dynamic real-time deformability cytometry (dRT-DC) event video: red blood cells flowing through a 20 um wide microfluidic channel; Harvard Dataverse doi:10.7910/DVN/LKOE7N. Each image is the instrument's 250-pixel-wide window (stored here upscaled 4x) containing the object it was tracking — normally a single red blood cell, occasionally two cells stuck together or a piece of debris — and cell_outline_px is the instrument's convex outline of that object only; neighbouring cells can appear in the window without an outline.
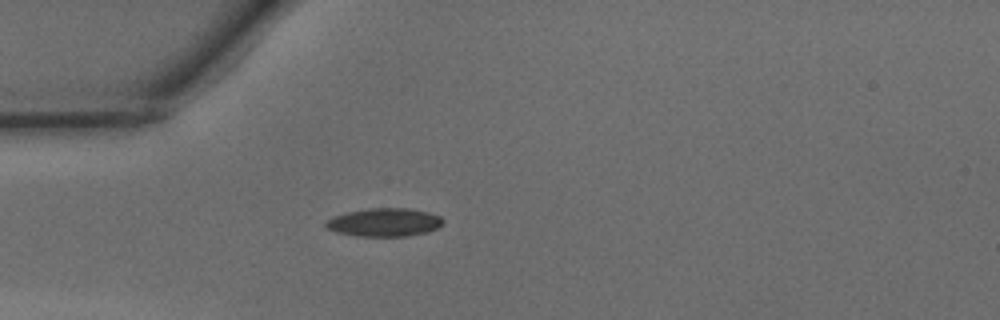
{"species": "common noctule bat (a hibernating species)", "species_latin": "Nyctalus noctula", "temperature_condition": "warm", "stored_images_in_passage": 4, "camera_frame_rate_fps": 3000, "um_per_image_px": 0.085, "animal": {"sex": "male", "body_mass_g": 15.6}, "frame": {"image": 1, "passage_image": 1, "time_ms": 0.0, "image_size_px": [1000, 320], "cell_outline_px": [[444, 224], [440, 228], [428, 232], [408, 236], [356, 236], [336, 232], [328, 228], [324, 224], [328, 220], [336, 216], [348, 212], [368, 208], [408, 208], [428, 212], [440, 216], [444, 220]], "centroid_in_image_um": [32.74, 18.9], "position_along_channel_um": 52.3, "area_um2": 19.36}}
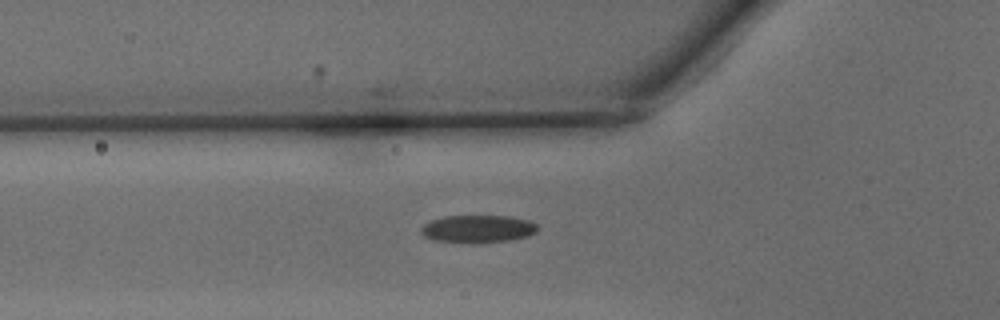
{"frame": {"image": 2, "passage_image": 4, "time_ms": 1.0, "image_size_px": [1000, 320], "cell_outline_px": [[540, 228], [536, 232], [528, 236], [508, 240], [480, 244], [468, 244], [432, 240], [424, 236], [420, 232], [420, 228], [424, 224], [432, 220], [444, 216], [512, 216], [528, 220], [536, 224]], "centroid_in_image_um": [40.61, 19.47], "position_along_channel_um": 85.2, "area_um2": 19.19}}